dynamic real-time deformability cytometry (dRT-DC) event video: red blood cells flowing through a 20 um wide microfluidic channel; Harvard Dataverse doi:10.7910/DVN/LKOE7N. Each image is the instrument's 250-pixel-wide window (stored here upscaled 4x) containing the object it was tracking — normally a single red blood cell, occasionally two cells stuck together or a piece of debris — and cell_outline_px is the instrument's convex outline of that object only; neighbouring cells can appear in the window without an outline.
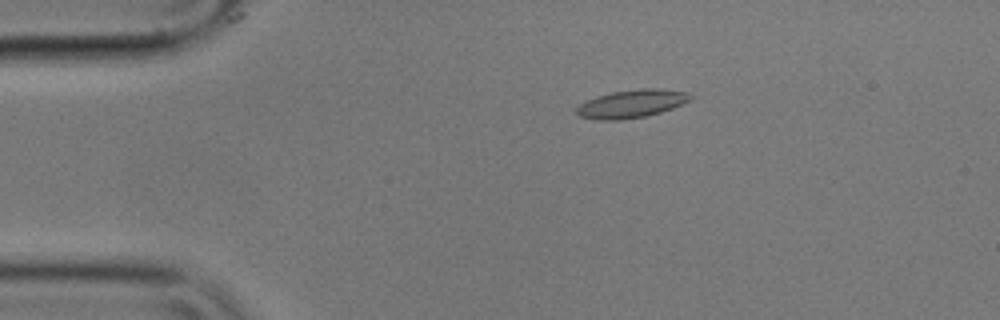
{"species": "common noctule bat (a hibernating species)", "species_latin": "Nyctalus noctula", "temperature_condition": "cold", "stored_images_in_passage": 56, "camera_frame_rate_fps": 3000, "um_per_image_px": 0.085, "animal": {"sex": "male", "body_mass_g": 17.9}, "frame": {"image": 1, "passage_image": 11, "time_ms": 3.333, "image_size_px": [1000, 320], "cell_outline_px": [[692, 100], [684, 104], [660, 112], [644, 116], [620, 120], [600, 120], [580, 116], [576, 112], [576, 108], [580, 104], [596, 96], [612, 92], [644, 88], [660, 88], [688, 92], [692, 96]], "centroid_in_image_um": [53.73, 8.81], "position_along_channel_um": 31.3, "area_um2": 18.55}}
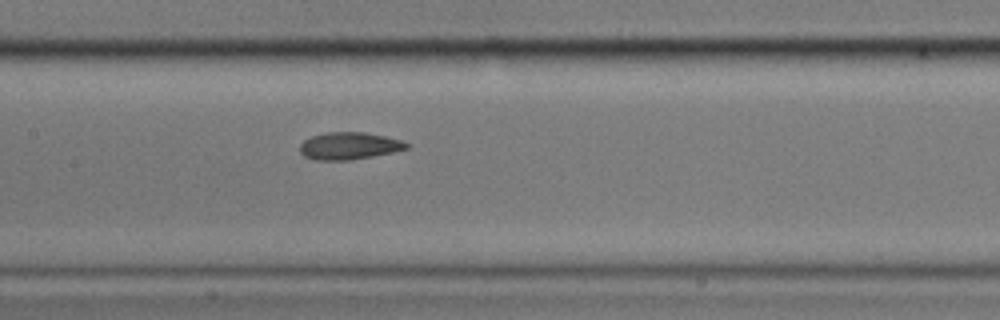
{"frame": {"image": 2, "passage_image": 27, "time_ms": 8.667, "image_size_px": [1000, 320], "cell_outline_px": [[412, 144], [408, 148], [392, 152], [352, 160], [316, 160], [304, 156], [300, 152], [300, 144], [304, 140], [312, 136], [328, 132], [364, 132], [384, 136], [400, 140]], "centroid_in_image_um": [29.68, 12.4], "position_along_channel_um": 177.7, "area_um2": 16.88}}
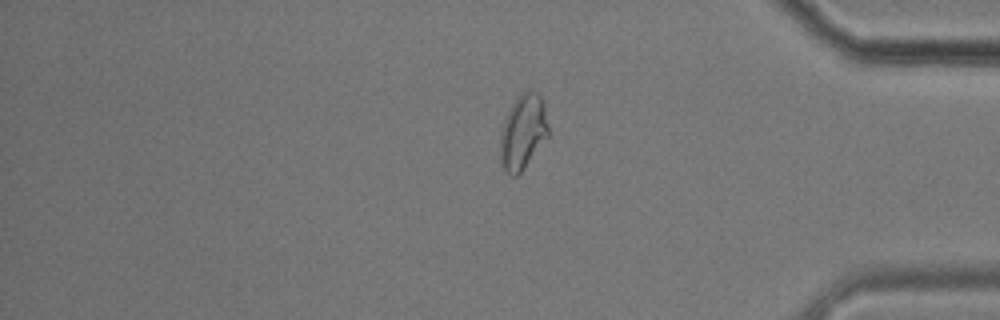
{"frame": {"image": 3, "passage_image": 47, "time_ms": 15.333, "image_size_px": [1000, 320], "cell_outline_px": [[548, 136], [520, 172], [516, 176], [512, 176], [504, 168], [500, 160], [500, 132], [504, 120], [512, 104], [520, 92], [528, 88], [536, 92], [540, 96], [544, 104], [548, 124]], "centroid_in_image_um": [44.44, 11.16], "position_along_channel_um": 390.8, "area_um2": 20.87}, "authors_computed_cell_mechanics": {"area_um2": 17.5134, "velocity_mm_per_s": 3.5476, "shape_relaxation_time_tau1_ms": 4.239, "shape_relaxation_time_tau2_ms": 2.0128, "deformation_change_tau1": 0.1176, "deformation_change_tau2": 0.0557}}